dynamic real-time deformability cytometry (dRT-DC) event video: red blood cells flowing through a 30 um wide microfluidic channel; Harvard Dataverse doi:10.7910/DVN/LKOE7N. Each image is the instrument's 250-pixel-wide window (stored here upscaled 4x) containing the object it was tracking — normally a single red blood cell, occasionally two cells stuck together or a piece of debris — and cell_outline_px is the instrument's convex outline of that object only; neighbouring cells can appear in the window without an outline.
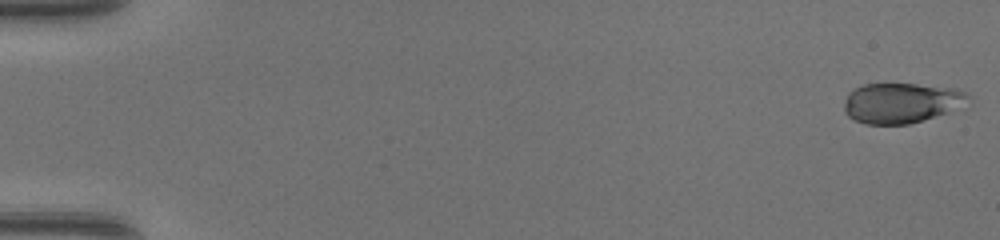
{"species": "common noctule bat (a hibernating species)", "species_latin": "Nyctalus noctula", "temperature_condition": "warm", "stored_images_in_passage": 49, "camera_frame_rate_fps": 3000, "um_per_image_px": 0.085, "animal": {"sex": "female", "body_mass_g": 17.0, "forearm_length_mm": 48.0}, "frame": {"image": 1, "passage_image": 1, "time_ms": 0.0, "image_size_px": [1000, 240], "cell_outline_px": [[972, 104], [948, 112], [908, 124], [864, 124], [848, 116], [844, 112], [844, 100], [848, 92], [864, 84], [916, 84], [956, 88], [972, 96]], "centroid_in_image_um": [76.67, 8.74], "position_along_channel_um": 8.3, "area_um2": 29.42}}
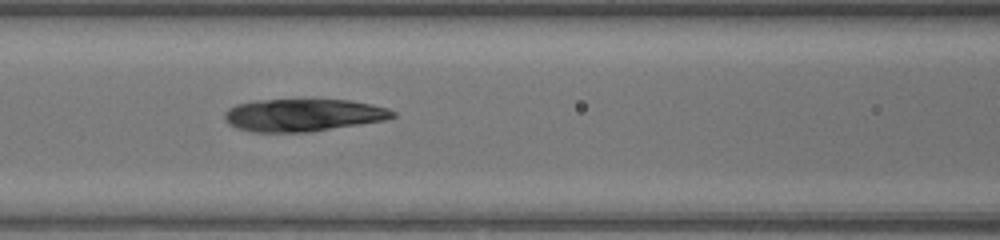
{"frame": {"image": 2, "passage_image": 22, "time_ms": 7.0, "image_size_px": [1000, 240], "cell_outline_px": [[396, 116], [384, 120], [360, 124], [308, 132], [252, 132], [236, 128], [228, 124], [224, 120], [224, 112], [228, 108], [236, 104], [252, 100], [312, 96], [348, 100], [372, 104], [388, 108], [396, 112]], "centroid_in_image_um": [25.73, 9.72], "position_along_channel_um": 140.9, "area_um2": 33.35}}
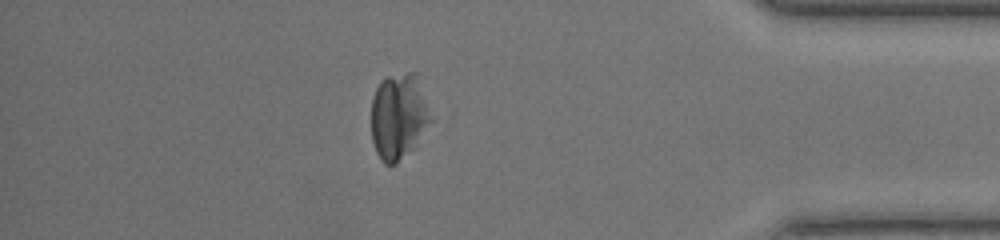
{"frame": {"image": 3, "passage_image": 42, "time_ms": 13.667, "image_size_px": [1000, 240], "cell_outline_px": [[436, 120], [416, 148], [396, 164], [384, 164], [380, 160], [376, 152], [372, 140], [372, 100], [376, 88], [380, 80], [384, 76], [408, 72], [416, 72]], "centroid_in_image_um": [33.97, 9.91], "position_along_channel_um": 401.2, "area_um2": 31.27}}